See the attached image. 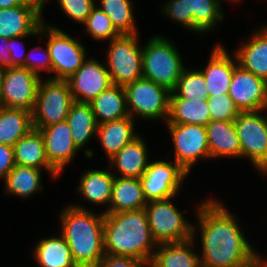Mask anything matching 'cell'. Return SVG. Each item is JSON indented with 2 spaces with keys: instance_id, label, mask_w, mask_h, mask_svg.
<instances>
[{
  "instance_id": "6da1fadb",
  "label": "cell",
  "mask_w": 267,
  "mask_h": 267,
  "mask_svg": "<svg viewBox=\"0 0 267 267\" xmlns=\"http://www.w3.org/2000/svg\"><path fill=\"white\" fill-rule=\"evenodd\" d=\"M219 200L210 196L195 207L192 238L201 249V266L249 267L255 244L247 240L240 218Z\"/></svg>"
},
{
  "instance_id": "7a4b0ae2",
  "label": "cell",
  "mask_w": 267,
  "mask_h": 267,
  "mask_svg": "<svg viewBox=\"0 0 267 267\" xmlns=\"http://www.w3.org/2000/svg\"><path fill=\"white\" fill-rule=\"evenodd\" d=\"M89 208V209H88ZM59 211L60 234L68 244L77 267H96L105 255L104 212L83 204H68Z\"/></svg>"
},
{
  "instance_id": "3957f363",
  "label": "cell",
  "mask_w": 267,
  "mask_h": 267,
  "mask_svg": "<svg viewBox=\"0 0 267 267\" xmlns=\"http://www.w3.org/2000/svg\"><path fill=\"white\" fill-rule=\"evenodd\" d=\"M103 238L105 254L133 257L147 265L158 246L144 208L104 213Z\"/></svg>"
},
{
  "instance_id": "277c9868",
  "label": "cell",
  "mask_w": 267,
  "mask_h": 267,
  "mask_svg": "<svg viewBox=\"0 0 267 267\" xmlns=\"http://www.w3.org/2000/svg\"><path fill=\"white\" fill-rule=\"evenodd\" d=\"M166 35H153L142 45L143 77L172 92L185 69L180 50Z\"/></svg>"
},
{
  "instance_id": "5b68a950",
  "label": "cell",
  "mask_w": 267,
  "mask_h": 267,
  "mask_svg": "<svg viewBox=\"0 0 267 267\" xmlns=\"http://www.w3.org/2000/svg\"><path fill=\"white\" fill-rule=\"evenodd\" d=\"M43 21L38 37L42 39L45 36L52 63V79L67 80L87 59V48L78 37L74 38L58 26L46 23L45 18Z\"/></svg>"
},
{
  "instance_id": "8992f818",
  "label": "cell",
  "mask_w": 267,
  "mask_h": 267,
  "mask_svg": "<svg viewBox=\"0 0 267 267\" xmlns=\"http://www.w3.org/2000/svg\"><path fill=\"white\" fill-rule=\"evenodd\" d=\"M140 36L122 34L108 42L104 62L113 85L124 87L143 77Z\"/></svg>"
},
{
  "instance_id": "52a82bcc",
  "label": "cell",
  "mask_w": 267,
  "mask_h": 267,
  "mask_svg": "<svg viewBox=\"0 0 267 267\" xmlns=\"http://www.w3.org/2000/svg\"><path fill=\"white\" fill-rule=\"evenodd\" d=\"M129 115L136 121L162 120L169 117L170 91L144 77L124 86Z\"/></svg>"
},
{
  "instance_id": "ba28073f",
  "label": "cell",
  "mask_w": 267,
  "mask_h": 267,
  "mask_svg": "<svg viewBox=\"0 0 267 267\" xmlns=\"http://www.w3.org/2000/svg\"><path fill=\"white\" fill-rule=\"evenodd\" d=\"M234 124L240 139L241 159L252 163L260 176L267 178V111L241 112Z\"/></svg>"
},
{
  "instance_id": "9c48e42d",
  "label": "cell",
  "mask_w": 267,
  "mask_h": 267,
  "mask_svg": "<svg viewBox=\"0 0 267 267\" xmlns=\"http://www.w3.org/2000/svg\"><path fill=\"white\" fill-rule=\"evenodd\" d=\"M175 197L179 196L149 201L144 207L151 233L158 244L192 238L193 222L184 217L186 210L176 207Z\"/></svg>"
},
{
  "instance_id": "30bf717a",
  "label": "cell",
  "mask_w": 267,
  "mask_h": 267,
  "mask_svg": "<svg viewBox=\"0 0 267 267\" xmlns=\"http://www.w3.org/2000/svg\"><path fill=\"white\" fill-rule=\"evenodd\" d=\"M74 99L66 80L47 76L40 81L36 103L32 111L33 128L47 127L67 120Z\"/></svg>"
},
{
  "instance_id": "8fae6325",
  "label": "cell",
  "mask_w": 267,
  "mask_h": 267,
  "mask_svg": "<svg viewBox=\"0 0 267 267\" xmlns=\"http://www.w3.org/2000/svg\"><path fill=\"white\" fill-rule=\"evenodd\" d=\"M174 145L173 160L188 174L194 166L205 160L210 161L207 130L196 124L165 123Z\"/></svg>"
},
{
  "instance_id": "7c38bea8",
  "label": "cell",
  "mask_w": 267,
  "mask_h": 267,
  "mask_svg": "<svg viewBox=\"0 0 267 267\" xmlns=\"http://www.w3.org/2000/svg\"><path fill=\"white\" fill-rule=\"evenodd\" d=\"M168 158L150 160L140 178L147 202L180 195L184 182L190 176L178 163Z\"/></svg>"
},
{
  "instance_id": "4fadbf2b",
  "label": "cell",
  "mask_w": 267,
  "mask_h": 267,
  "mask_svg": "<svg viewBox=\"0 0 267 267\" xmlns=\"http://www.w3.org/2000/svg\"><path fill=\"white\" fill-rule=\"evenodd\" d=\"M41 77L28 68L8 67L0 90V106L33 111Z\"/></svg>"
},
{
  "instance_id": "5bb4252c",
  "label": "cell",
  "mask_w": 267,
  "mask_h": 267,
  "mask_svg": "<svg viewBox=\"0 0 267 267\" xmlns=\"http://www.w3.org/2000/svg\"><path fill=\"white\" fill-rule=\"evenodd\" d=\"M74 101L90 103L112 84L105 62L88 56L81 67L66 80Z\"/></svg>"
},
{
  "instance_id": "9a60e30c",
  "label": "cell",
  "mask_w": 267,
  "mask_h": 267,
  "mask_svg": "<svg viewBox=\"0 0 267 267\" xmlns=\"http://www.w3.org/2000/svg\"><path fill=\"white\" fill-rule=\"evenodd\" d=\"M228 95L241 112L264 110L267 107V81L237 65Z\"/></svg>"
},
{
  "instance_id": "2e32d148",
  "label": "cell",
  "mask_w": 267,
  "mask_h": 267,
  "mask_svg": "<svg viewBox=\"0 0 267 267\" xmlns=\"http://www.w3.org/2000/svg\"><path fill=\"white\" fill-rule=\"evenodd\" d=\"M38 131L44 141L46 157L49 164L61 175L73 163L80 154L71 136V129L67 120L61 121L47 127L39 128ZM77 154V155H76Z\"/></svg>"
},
{
  "instance_id": "e0dca14e",
  "label": "cell",
  "mask_w": 267,
  "mask_h": 267,
  "mask_svg": "<svg viewBox=\"0 0 267 267\" xmlns=\"http://www.w3.org/2000/svg\"><path fill=\"white\" fill-rule=\"evenodd\" d=\"M222 44L218 42L213 45L205 67H200L207 83L208 98L228 93L233 72L238 65L234 52L230 50V53Z\"/></svg>"
},
{
  "instance_id": "ac0fdd59",
  "label": "cell",
  "mask_w": 267,
  "mask_h": 267,
  "mask_svg": "<svg viewBox=\"0 0 267 267\" xmlns=\"http://www.w3.org/2000/svg\"><path fill=\"white\" fill-rule=\"evenodd\" d=\"M147 143L146 139L139 134L106 161L114 176L141 178L152 159L149 156V145Z\"/></svg>"
},
{
  "instance_id": "d6986e66",
  "label": "cell",
  "mask_w": 267,
  "mask_h": 267,
  "mask_svg": "<svg viewBox=\"0 0 267 267\" xmlns=\"http://www.w3.org/2000/svg\"><path fill=\"white\" fill-rule=\"evenodd\" d=\"M244 40L232 50L238 65L267 81V23L251 30Z\"/></svg>"
},
{
  "instance_id": "ffe728a7",
  "label": "cell",
  "mask_w": 267,
  "mask_h": 267,
  "mask_svg": "<svg viewBox=\"0 0 267 267\" xmlns=\"http://www.w3.org/2000/svg\"><path fill=\"white\" fill-rule=\"evenodd\" d=\"M109 169V170H108ZM82 175L79 177L78 185L76 186V191L84 204L96 205L98 207L105 206L106 210H101L105 212L109 208L112 184L114 181V174L111 169H83Z\"/></svg>"
},
{
  "instance_id": "44dd1931",
  "label": "cell",
  "mask_w": 267,
  "mask_h": 267,
  "mask_svg": "<svg viewBox=\"0 0 267 267\" xmlns=\"http://www.w3.org/2000/svg\"><path fill=\"white\" fill-rule=\"evenodd\" d=\"M205 127L210 160L241 159L240 139L234 121H210Z\"/></svg>"
},
{
  "instance_id": "7402d4cb",
  "label": "cell",
  "mask_w": 267,
  "mask_h": 267,
  "mask_svg": "<svg viewBox=\"0 0 267 267\" xmlns=\"http://www.w3.org/2000/svg\"><path fill=\"white\" fill-rule=\"evenodd\" d=\"M43 16L28 5L0 9V36L5 38L40 32Z\"/></svg>"
},
{
  "instance_id": "603a6c76",
  "label": "cell",
  "mask_w": 267,
  "mask_h": 267,
  "mask_svg": "<svg viewBox=\"0 0 267 267\" xmlns=\"http://www.w3.org/2000/svg\"><path fill=\"white\" fill-rule=\"evenodd\" d=\"M197 248L193 238L160 243L148 267H202Z\"/></svg>"
},
{
  "instance_id": "cb8c5ba5",
  "label": "cell",
  "mask_w": 267,
  "mask_h": 267,
  "mask_svg": "<svg viewBox=\"0 0 267 267\" xmlns=\"http://www.w3.org/2000/svg\"><path fill=\"white\" fill-rule=\"evenodd\" d=\"M13 150L15 164L42 169L47 172L52 181L60 178V174L49 164L44 141L38 130L33 128L20 138L13 146Z\"/></svg>"
},
{
  "instance_id": "d4e9b609",
  "label": "cell",
  "mask_w": 267,
  "mask_h": 267,
  "mask_svg": "<svg viewBox=\"0 0 267 267\" xmlns=\"http://www.w3.org/2000/svg\"><path fill=\"white\" fill-rule=\"evenodd\" d=\"M134 120L130 115L97 125L96 139L103 149L107 160L111 159L126 144L139 135Z\"/></svg>"
},
{
  "instance_id": "484cf974",
  "label": "cell",
  "mask_w": 267,
  "mask_h": 267,
  "mask_svg": "<svg viewBox=\"0 0 267 267\" xmlns=\"http://www.w3.org/2000/svg\"><path fill=\"white\" fill-rule=\"evenodd\" d=\"M147 203L140 178L115 176L112 184L109 208L104 213L140 210Z\"/></svg>"
},
{
  "instance_id": "4316f807",
  "label": "cell",
  "mask_w": 267,
  "mask_h": 267,
  "mask_svg": "<svg viewBox=\"0 0 267 267\" xmlns=\"http://www.w3.org/2000/svg\"><path fill=\"white\" fill-rule=\"evenodd\" d=\"M42 169L16 164L3 181V191L8 196L21 198L23 201L34 194L44 191Z\"/></svg>"
},
{
  "instance_id": "83f0119b",
  "label": "cell",
  "mask_w": 267,
  "mask_h": 267,
  "mask_svg": "<svg viewBox=\"0 0 267 267\" xmlns=\"http://www.w3.org/2000/svg\"><path fill=\"white\" fill-rule=\"evenodd\" d=\"M31 251L37 267H77L70 248L60 233L38 239Z\"/></svg>"
},
{
  "instance_id": "f1b7e54d",
  "label": "cell",
  "mask_w": 267,
  "mask_h": 267,
  "mask_svg": "<svg viewBox=\"0 0 267 267\" xmlns=\"http://www.w3.org/2000/svg\"><path fill=\"white\" fill-rule=\"evenodd\" d=\"M90 105L97 124L122 119L129 116L123 86L111 85L94 98Z\"/></svg>"
},
{
  "instance_id": "f546056e",
  "label": "cell",
  "mask_w": 267,
  "mask_h": 267,
  "mask_svg": "<svg viewBox=\"0 0 267 267\" xmlns=\"http://www.w3.org/2000/svg\"><path fill=\"white\" fill-rule=\"evenodd\" d=\"M71 136L76 146L83 151L90 140L96 137L97 122L90 103L74 101L67 116Z\"/></svg>"
},
{
  "instance_id": "4dcf8cb0",
  "label": "cell",
  "mask_w": 267,
  "mask_h": 267,
  "mask_svg": "<svg viewBox=\"0 0 267 267\" xmlns=\"http://www.w3.org/2000/svg\"><path fill=\"white\" fill-rule=\"evenodd\" d=\"M33 129L32 112L0 106V144L14 146Z\"/></svg>"
},
{
  "instance_id": "1f68e13d",
  "label": "cell",
  "mask_w": 267,
  "mask_h": 267,
  "mask_svg": "<svg viewBox=\"0 0 267 267\" xmlns=\"http://www.w3.org/2000/svg\"><path fill=\"white\" fill-rule=\"evenodd\" d=\"M223 3V0H190L195 34L205 36L218 31L219 24L226 18Z\"/></svg>"
},
{
  "instance_id": "d6a6232c",
  "label": "cell",
  "mask_w": 267,
  "mask_h": 267,
  "mask_svg": "<svg viewBox=\"0 0 267 267\" xmlns=\"http://www.w3.org/2000/svg\"><path fill=\"white\" fill-rule=\"evenodd\" d=\"M210 121L207 100L170 99L166 123L206 126Z\"/></svg>"
},
{
  "instance_id": "836d02e7",
  "label": "cell",
  "mask_w": 267,
  "mask_h": 267,
  "mask_svg": "<svg viewBox=\"0 0 267 267\" xmlns=\"http://www.w3.org/2000/svg\"><path fill=\"white\" fill-rule=\"evenodd\" d=\"M133 3L132 0H96V5L106 13L121 35L140 33Z\"/></svg>"
},
{
  "instance_id": "e575fe53",
  "label": "cell",
  "mask_w": 267,
  "mask_h": 267,
  "mask_svg": "<svg viewBox=\"0 0 267 267\" xmlns=\"http://www.w3.org/2000/svg\"><path fill=\"white\" fill-rule=\"evenodd\" d=\"M182 71L176 88L170 93V99L207 100V83L202 71L198 68H187Z\"/></svg>"
},
{
  "instance_id": "d590c367",
  "label": "cell",
  "mask_w": 267,
  "mask_h": 267,
  "mask_svg": "<svg viewBox=\"0 0 267 267\" xmlns=\"http://www.w3.org/2000/svg\"><path fill=\"white\" fill-rule=\"evenodd\" d=\"M84 26L88 37L98 42H109L121 34L113 26L111 19L97 5L92 9L91 13L86 18V21L81 25Z\"/></svg>"
},
{
  "instance_id": "8d00e7d4",
  "label": "cell",
  "mask_w": 267,
  "mask_h": 267,
  "mask_svg": "<svg viewBox=\"0 0 267 267\" xmlns=\"http://www.w3.org/2000/svg\"><path fill=\"white\" fill-rule=\"evenodd\" d=\"M162 17L169 21L179 24L186 30L195 34V25L192 23V10L190 0H164L160 5Z\"/></svg>"
},
{
  "instance_id": "74e56055",
  "label": "cell",
  "mask_w": 267,
  "mask_h": 267,
  "mask_svg": "<svg viewBox=\"0 0 267 267\" xmlns=\"http://www.w3.org/2000/svg\"><path fill=\"white\" fill-rule=\"evenodd\" d=\"M211 121H234L241 113L228 93L211 96L207 99Z\"/></svg>"
},
{
  "instance_id": "f35d334b",
  "label": "cell",
  "mask_w": 267,
  "mask_h": 267,
  "mask_svg": "<svg viewBox=\"0 0 267 267\" xmlns=\"http://www.w3.org/2000/svg\"><path fill=\"white\" fill-rule=\"evenodd\" d=\"M24 67L28 68L31 72L35 73L41 78H44V72L49 74L48 78H52V63L47 44L46 47H43V45H35V47H32L31 50L29 49L24 61Z\"/></svg>"
},
{
  "instance_id": "ab89813d",
  "label": "cell",
  "mask_w": 267,
  "mask_h": 267,
  "mask_svg": "<svg viewBox=\"0 0 267 267\" xmlns=\"http://www.w3.org/2000/svg\"><path fill=\"white\" fill-rule=\"evenodd\" d=\"M58 2L61 12L74 21L82 25L92 9L96 6V0H55Z\"/></svg>"
},
{
  "instance_id": "60d3db41",
  "label": "cell",
  "mask_w": 267,
  "mask_h": 267,
  "mask_svg": "<svg viewBox=\"0 0 267 267\" xmlns=\"http://www.w3.org/2000/svg\"><path fill=\"white\" fill-rule=\"evenodd\" d=\"M40 32H31L28 35H23L19 37L9 38V51L11 55V67L22 66L24 67V61L26 58V48L24 44V39L29 37H37ZM23 40V41H22Z\"/></svg>"
},
{
  "instance_id": "b9f144b4",
  "label": "cell",
  "mask_w": 267,
  "mask_h": 267,
  "mask_svg": "<svg viewBox=\"0 0 267 267\" xmlns=\"http://www.w3.org/2000/svg\"><path fill=\"white\" fill-rule=\"evenodd\" d=\"M96 267H148V265L133 257L105 254Z\"/></svg>"
},
{
  "instance_id": "7bdbcfd3",
  "label": "cell",
  "mask_w": 267,
  "mask_h": 267,
  "mask_svg": "<svg viewBox=\"0 0 267 267\" xmlns=\"http://www.w3.org/2000/svg\"><path fill=\"white\" fill-rule=\"evenodd\" d=\"M15 165L13 147L0 144V181H4L8 173L14 168Z\"/></svg>"
},
{
  "instance_id": "ee69618b",
  "label": "cell",
  "mask_w": 267,
  "mask_h": 267,
  "mask_svg": "<svg viewBox=\"0 0 267 267\" xmlns=\"http://www.w3.org/2000/svg\"><path fill=\"white\" fill-rule=\"evenodd\" d=\"M9 38L0 36V64L5 67H11V55L9 51Z\"/></svg>"
},
{
  "instance_id": "f6af8a7d",
  "label": "cell",
  "mask_w": 267,
  "mask_h": 267,
  "mask_svg": "<svg viewBox=\"0 0 267 267\" xmlns=\"http://www.w3.org/2000/svg\"><path fill=\"white\" fill-rule=\"evenodd\" d=\"M50 1V0H49ZM48 0H20V2L24 5H28L34 8L37 12H39L44 17V9L47 6Z\"/></svg>"
},
{
  "instance_id": "bcb514c9",
  "label": "cell",
  "mask_w": 267,
  "mask_h": 267,
  "mask_svg": "<svg viewBox=\"0 0 267 267\" xmlns=\"http://www.w3.org/2000/svg\"><path fill=\"white\" fill-rule=\"evenodd\" d=\"M249 267H267V257L261 256L260 252L254 249Z\"/></svg>"
},
{
  "instance_id": "7dc6e473",
  "label": "cell",
  "mask_w": 267,
  "mask_h": 267,
  "mask_svg": "<svg viewBox=\"0 0 267 267\" xmlns=\"http://www.w3.org/2000/svg\"><path fill=\"white\" fill-rule=\"evenodd\" d=\"M22 5L20 0H0V9L2 8H12L15 6Z\"/></svg>"
},
{
  "instance_id": "c3c4849f",
  "label": "cell",
  "mask_w": 267,
  "mask_h": 267,
  "mask_svg": "<svg viewBox=\"0 0 267 267\" xmlns=\"http://www.w3.org/2000/svg\"><path fill=\"white\" fill-rule=\"evenodd\" d=\"M6 69H7V67H5V66L0 64V90H1V87H2L4 74H5Z\"/></svg>"
},
{
  "instance_id": "681fc988",
  "label": "cell",
  "mask_w": 267,
  "mask_h": 267,
  "mask_svg": "<svg viewBox=\"0 0 267 267\" xmlns=\"http://www.w3.org/2000/svg\"><path fill=\"white\" fill-rule=\"evenodd\" d=\"M224 2H230V3H240V2H242L243 0H223Z\"/></svg>"
}]
</instances>
